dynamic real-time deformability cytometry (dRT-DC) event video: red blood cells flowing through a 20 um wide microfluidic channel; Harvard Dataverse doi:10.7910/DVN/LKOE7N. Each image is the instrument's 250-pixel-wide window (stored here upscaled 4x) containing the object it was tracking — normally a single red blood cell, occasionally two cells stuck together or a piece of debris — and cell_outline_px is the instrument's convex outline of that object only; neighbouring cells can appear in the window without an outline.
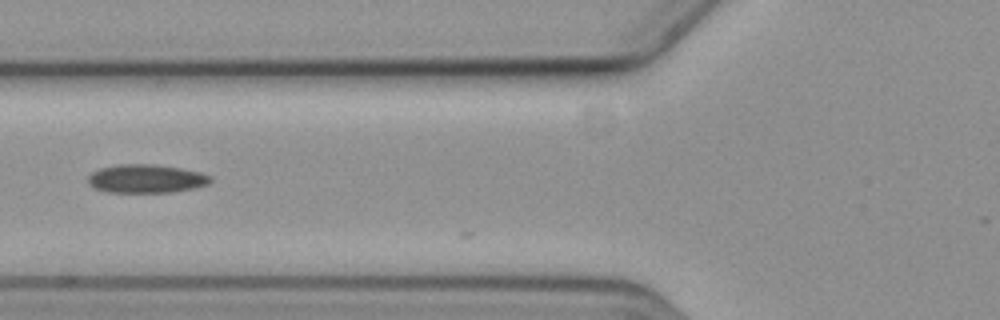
{"species": "common noctule bat (a hibernating species)", "species_latin": "Nyctalus noctula", "temperature_condition": "cold", "stored_images_in_passage": 2, "camera_frame_rate_fps": 3000, "um_per_image_px": 0.085, "animal": {"sex": "female", "body_mass_g": 19.3, "forearm_length_mm": 54.1}, "frame": {"image": 1, "passage_image": 2, "time_ms": 1.0, "image_size_px": [1000, 320], "cell_outline_px": [[212, 180], [208, 184], [192, 188], [172, 192], [108, 192], [92, 188], [88, 184], [88, 176], [92, 172], [100, 168], [116, 164], [152, 164], [180, 168], [200, 172], [212, 176]], "centroid_in_image_um": [12.39, 15.18], "position_along_channel_um": 113.4, "area_um2": 20.4}}